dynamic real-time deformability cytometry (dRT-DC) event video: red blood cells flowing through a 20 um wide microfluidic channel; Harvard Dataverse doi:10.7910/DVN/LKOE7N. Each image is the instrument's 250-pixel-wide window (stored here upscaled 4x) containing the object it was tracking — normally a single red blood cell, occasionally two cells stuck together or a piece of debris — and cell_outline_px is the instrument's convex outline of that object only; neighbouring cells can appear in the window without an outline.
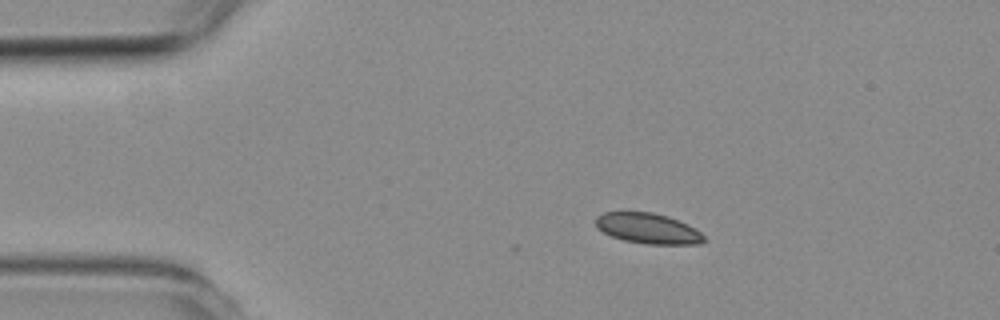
{"species": "common noctule bat (a hibernating species)", "species_latin": "Nyctalus noctula", "temperature_condition": "room temperature", "stored_images_in_passage": 4, "camera_frame_rate_fps": 3000, "um_per_image_px": 0.085, "animal": {"sex": "female", "body_mass_g": 19.3, "forearm_length_mm": 54.1}, "frame": {"image": 1, "passage_image": 2, "time_ms": 1.333, "image_size_px": [1000, 320], "cell_outline_px": [[704, 240], [700, 244], [648, 244], [624, 240], [612, 236], [596, 228], [596, 216], [604, 212], [652, 212], [668, 216], [688, 224], [696, 228], [704, 236]], "centroid_in_image_um": [55.08, 19.41], "position_along_channel_um": 29.9, "area_um2": 19.19}}
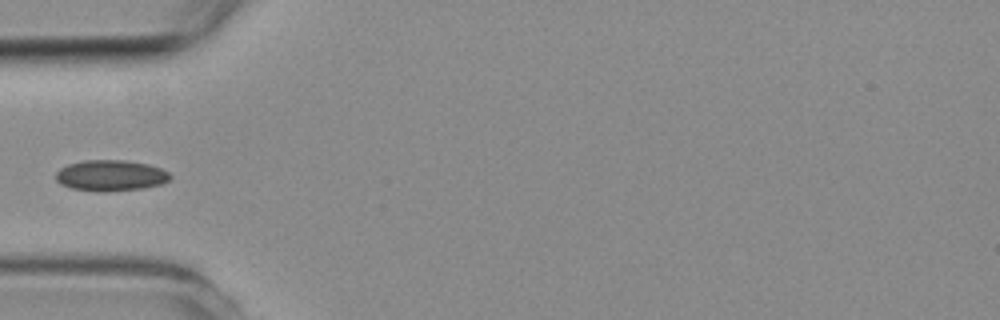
{"frame": {"image": 2, "passage_image": 4, "time_ms": 3.667, "image_size_px": [1000, 320], "cell_outline_px": [[172, 176], [168, 180], [160, 184], [144, 188], [108, 192], [100, 192], [72, 188], [60, 184], [56, 180], [56, 172], [60, 168], [68, 164], [84, 160], [124, 160], [148, 164], [160, 168], [168, 172]], "centroid_in_image_um": [9.39, 14.92], "position_along_channel_um": 75.6, "area_um2": 20.69}}